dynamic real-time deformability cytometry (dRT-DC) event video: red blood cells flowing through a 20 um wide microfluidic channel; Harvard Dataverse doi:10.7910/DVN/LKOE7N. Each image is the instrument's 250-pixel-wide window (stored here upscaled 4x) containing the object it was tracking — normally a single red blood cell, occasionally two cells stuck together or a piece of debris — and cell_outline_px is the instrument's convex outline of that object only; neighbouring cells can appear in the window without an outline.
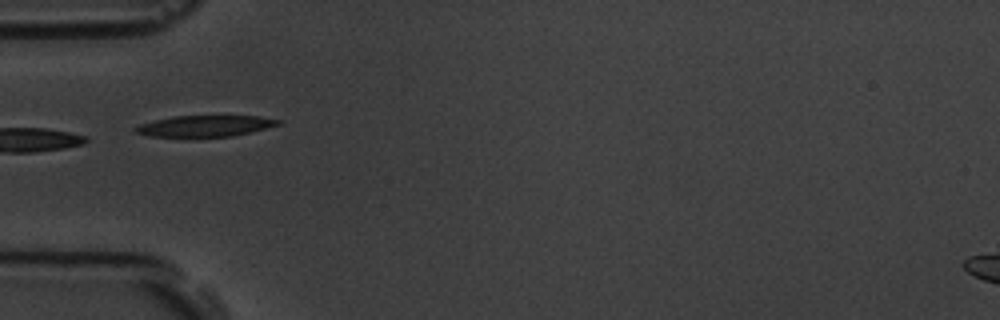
{"species": "common noctule bat (a hibernating species)", "species_latin": "Nyctalus noctula", "temperature_condition": "room temperature", "stored_images_in_passage": 15, "camera_frame_rate_fps": 3000, "um_per_image_px": 0.085, "animal": {"sex": "male", "body_mass_g": 19.5, "forearm_length_mm": 54.6}, "frame": {"image": 1, "passage_image": 5, "time_ms": 5.333, "image_size_px": [1000, 320], "cell_outline_px": [[280, 124], [232, 136], [148, 136], [136, 132], [132, 128], [140, 124], [172, 116], [256, 116], [280, 120]], "centroid_in_image_um": [17.37, 10.7], "position_along_channel_um": 67.6, "area_um2": 17.11}}
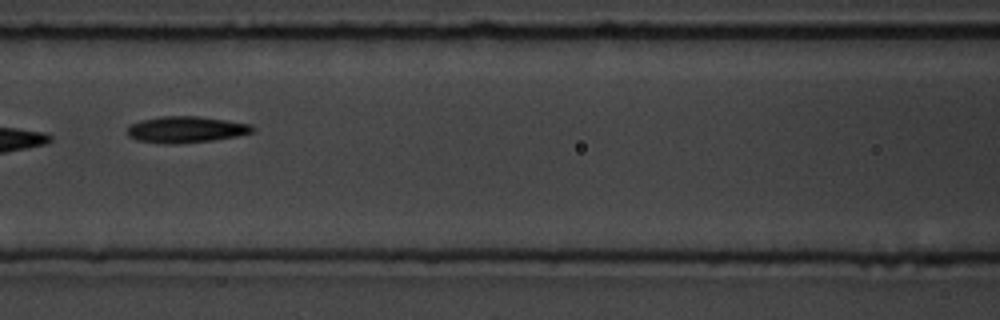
{"frame": {"image": 2, "passage_image": 7, "time_ms": 7.667, "image_size_px": [1000, 320], "cell_outline_px": [[256, 132], [236, 136], [212, 140], [180, 144], [160, 144], [136, 140], [128, 136], [128, 128], [132, 124], [140, 120], [160, 116], [196, 116], [252, 124], [256, 128]], "centroid_in_image_um": [15.82, 11.02], "position_along_channel_um": 150.8, "area_um2": 19.42}, "authors_computed_cell_mechanics": {"area_um2": 17.1088, "velocity_mm_per_s": 3.5519, "shape_relaxation_time_tau1_ms": null, "shape_relaxation_time_tau2_ms": 2.4049, "deformation_change_tau1": null, "deformation_change_tau2": 0.0591}}